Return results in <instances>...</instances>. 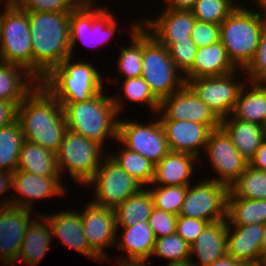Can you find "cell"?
Listing matches in <instances>:
<instances>
[{"mask_svg": "<svg viewBox=\"0 0 266 266\" xmlns=\"http://www.w3.org/2000/svg\"><path fill=\"white\" fill-rule=\"evenodd\" d=\"M167 266H200V265L197 264L195 261H192V259H190L180 262L168 263Z\"/></svg>", "mask_w": 266, "mask_h": 266, "instance_id": "11a10c76", "label": "cell"}, {"mask_svg": "<svg viewBox=\"0 0 266 266\" xmlns=\"http://www.w3.org/2000/svg\"><path fill=\"white\" fill-rule=\"evenodd\" d=\"M238 71L220 41L197 49L192 67L184 74L185 82L199 77L223 76Z\"/></svg>", "mask_w": 266, "mask_h": 266, "instance_id": "d4e9b609", "label": "cell"}, {"mask_svg": "<svg viewBox=\"0 0 266 266\" xmlns=\"http://www.w3.org/2000/svg\"><path fill=\"white\" fill-rule=\"evenodd\" d=\"M249 82L266 83V27L264 28L256 54L249 65L243 70Z\"/></svg>", "mask_w": 266, "mask_h": 266, "instance_id": "ee69618b", "label": "cell"}, {"mask_svg": "<svg viewBox=\"0 0 266 266\" xmlns=\"http://www.w3.org/2000/svg\"><path fill=\"white\" fill-rule=\"evenodd\" d=\"M164 1L165 6L171 1V0H162V2Z\"/></svg>", "mask_w": 266, "mask_h": 266, "instance_id": "be15d7a7", "label": "cell"}, {"mask_svg": "<svg viewBox=\"0 0 266 266\" xmlns=\"http://www.w3.org/2000/svg\"><path fill=\"white\" fill-rule=\"evenodd\" d=\"M13 183V173L8 171L0 170V195L11 191Z\"/></svg>", "mask_w": 266, "mask_h": 266, "instance_id": "f907efd6", "label": "cell"}, {"mask_svg": "<svg viewBox=\"0 0 266 266\" xmlns=\"http://www.w3.org/2000/svg\"><path fill=\"white\" fill-rule=\"evenodd\" d=\"M132 43L127 48L121 47L117 59L119 73L124 79L141 77L142 74V26L137 21L131 27Z\"/></svg>", "mask_w": 266, "mask_h": 266, "instance_id": "e575fe53", "label": "cell"}, {"mask_svg": "<svg viewBox=\"0 0 266 266\" xmlns=\"http://www.w3.org/2000/svg\"><path fill=\"white\" fill-rule=\"evenodd\" d=\"M228 193L226 185L208 178L192 187L190 184L178 216L209 222L227 219Z\"/></svg>", "mask_w": 266, "mask_h": 266, "instance_id": "8fae6325", "label": "cell"}, {"mask_svg": "<svg viewBox=\"0 0 266 266\" xmlns=\"http://www.w3.org/2000/svg\"><path fill=\"white\" fill-rule=\"evenodd\" d=\"M1 25H2V13L0 12V34H1Z\"/></svg>", "mask_w": 266, "mask_h": 266, "instance_id": "6125c7cd", "label": "cell"}, {"mask_svg": "<svg viewBox=\"0 0 266 266\" xmlns=\"http://www.w3.org/2000/svg\"><path fill=\"white\" fill-rule=\"evenodd\" d=\"M157 18L140 20V25L159 43L167 48L177 40L191 36L196 18L191 10H176L164 7Z\"/></svg>", "mask_w": 266, "mask_h": 266, "instance_id": "d6986e66", "label": "cell"}, {"mask_svg": "<svg viewBox=\"0 0 266 266\" xmlns=\"http://www.w3.org/2000/svg\"><path fill=\"white\" fill-rule=\"evenodd\" d=\"M103 155L104 159L88 184L91 186L94 183V203L115 209L143 186L108 154Z\"/></svg>", "mask_w": 266, "mask_h": 266, "instance_id": "30bf717a", "label": "cell"}, {"mask_svg": "<svg viewBox=\"0 0 266 266\" xmlns=\"http://www.w3.org/2000/svg\"><path fill=\"white\" fill-rule=\"evenodd\" d=\"M44 215L38 214V216H35L38 220L34 219L31 222L23 238L18 259L21 257L27 266L38 264L48 252L50 244H52L51 226Z\"/></svg>", "mask_w": 266, "mask_h": 266, "instance_id": "f546056e", "label": "cell"}, {"mask_svg": "<svg viewBox=\"0 0 266 266\" xmlns=\"http://www.w3.org/2000/svg\"><path fill=\"white\" fill-rule=\"evenodd\" d=\"M16 5L27 12H71L81 3L78 0H18Z\"/></svg>", "mask_w": 266, "mask_h": 266, "instance_id": "7bdbcfd3", "label": "cell"}, {"mask_svg": "<svg viewBox=\"0 0 266 266\" xmlns=\"http://www.w3.org/2000/svg\"><path fill=\"white\" fill-rule=\"evenodd\" d=\"M117 141L128 150L142 155L154 165L170 151L159 118L148 124L120 119Z\"/></svg>", "mask_w": 266, "mask_h": 266, "instance_id": "7c38bea8", "label": "cell"}, {"mask_svg": "<svg viewBox=\"0 0 266 266\" xmlns=\"http://www.w3.org/2000/svg\"><path fill=\"white\" fill-rule=\"evenodd\" d=\"M145 260L137 261H117L118 266H147Z\"/></svg>", "mask_w": 266, "mask_h": 266, "instance_id": "db71d44e", "label": "cell"}, {"mask_svg": "<svg viewBox=\"0 0 266 266\" xmlns=\"http://www.w3.org/2000/svg\"><path fill=\"white\" fill-rule=\"evenodd\" d=\"M205 266L227 255V219L209 223L190 245V256Z\"/></svg>", "mask_w": 266, "mask_h": 266, "instance_id": "603a6c76", "label": "cell"}, {"mask_svg": "<svg viewBox=\"0 0 266 266\" xmlns=\"http://www.w3.org/2000/svg\"><path fill=\"white\" fill-rule=\"evenodd\" d=\"M154 207L178 216L184 202L187 186H159L149 189Z\"/></svg>", "mask_w": 266, "mask_h": 266, "instance_id": "ab89813d", "label": "cell"}, {"mask_svg": "<svg viewBox=\"0 0 266 266\" xmlns=\"http://www.w3.org/2000/svg\"><path fill=\"white\" fill-rule=\"evenodd\" d=\"M75 210L61 211L57 214H46L44 217L47 219L51 226L52 236L60 240V244L73 248L75 251L83 254L95 261L102 260L89 248L88 242L83 231L81 212Z\"/></svg>", "mask_w": 266, "mask_h": 266, "instance_id": "44dd1931", "label": "cell"}, {"mask_svg": "<svg viewBox=\"0 0 266 266\" xmlns=\"http://www.w3.org/2000/svg\"><path fill=\"white\" fill-rule=\"evenodd\" d=\"M156 114L160 115L159 120L192 121L207 125L211 130L220 127L221 123V120L187 84L164 98Z\"/></svg>", "mask_w": 266, "mask_h": 266, "instance_id": "5bb4252c", "label": "cell"}, {"mask_svg": "<svg viewBox=\"0 0 266 266\" xmlns=\"http://www.w3.org/2000/svg\"><path fill=\"white\" fill-rule=\"evenodd\" d=\"M249 166L266 171V139L262 142L254 157L250 160Z\"/></svg>", "mask_w": 266, "mask_h": 266, "instance_id": "681fc988", "label": "cell"}, {"mask_svg": "<svg viewBox=\"0 0 266 266\" xmlns=\"http://www.w3.org/2000/svg\"><path fill=\"white\" fill-rule=\"evenodd\" d=\"M227 198L266 199V171L248 165L229 187Z\"/></svg>", "mask_w": 266, "mask_h": 266, "instance_id": "d590c367", "label": "cell"}, {"mask_svg": "<svg viewBox=\"0 0 266 266\" xmlns=\"http://www.w3.org/2000/svg\"><path fill=\"white\" fill-rule=\"evenodd\" d=\"M17 170L39 176H61L56 154L26 140L22 143Z\"/></svg>", "mask_w": 266, "mask_h": 266, "instance_id": "4dcf8cb0", "label": "cell"}, {"mask_svg": "<svg viewBox=\"0 0 266 266\" xmlns=\"http://www.w3.org/2000/svg\"><path fill=\"white\" fill-rule=\"evenodd\" d=\"M141 77L160 102L186 84L184 75L172 61L168 48L143 27Z\"/></svg>", "mask_w": 266, "mask_h": 266, "instance_id": "8992f818", "label": "cell"}, {"mask_svg": "<svg viewBox=\"0 0 266 266\" xmlns=\"http://www.w3.org/2000/svg\"><path fill=\"white\" fill-rule=\"evenodd\" d=\"M264 131H265V139H266V125L264 126Z\"/></svg>", "mask_w": 266, "mask_h": 266, "instance_id": "e7e4bbea", "label": "cell"}, {"mask_svg": "<svg viewBox=\"0 0 266 266\" xmlns=\"http://www.w3.org/2000/svg\"><path fill=\"white\" fill-rule=\"evenodd\" d=\"M160 122L170 151L200 158L201 148L205 149L212 131L207 125L186 120H160Z\"/></svg>", "mask_w": 266, "mask_h": 266, "instance_id": "ffe728a7", "label": "cell"}, {"mask_svg": "<svg viewBox=\"0 0 266 266\" xmlns=\"http://www.w3.org/2000/svg\"><path fill=\"white\" fill-rule=\"evenodd\" d=\"M70 12H29L32 75L40 82L70 55Z\"/></svg>", "mask_w": 266, "mask_h": 266, "instance_id": "7a4b0ae2", "label": "cell"}, {"mask_svg": "<svg viewBox=\"0 0 266 266\" xmlns=\"http://www.w3.org/2000/svg\"><path fill=\"white\" fill-rule=\"evenodd\" d=\"M24 140L57 153L67 131L63 106L39 82L18 106Z\"/></svg>", "mask_w": 266, "mask_h": 266, "instance_id": "6da1fadb", "label": "cell"}, {"mask_svg": "<svg viewBox=\"0 0 266 266\" xmlns=\"http://www.w3.org/2000/svg\"><path fill=\"white\" fill-rule=\"evenodd\" d=\"M238 5L235 0H197L191 11L197 20L220 25Z\"/></svg>", "mask_w": 266, "mask_h": 266, "instance_id": "74e56055", "label": "cell"}, {"mask_svg": "<svg viewBox=\"0 0 266 266\" xmlns=\"http://www.w3.org/2000/svg\"><path fill=\"white\" fill-rule=\"evenodd\" d=\"M255 2L257 3V6L261 8V12H263V14L258 12L259 15L266 21V0H256Z\"/></svg>", "mask_w": 266, "mask_h": 266, "instance_id": "6f0895ef", "label": "cell"}, {"mask_svg": "<svg viewBox=\"0 0 266 266\" xmlns=\"http://www.w3.org/2000/svg\"><path fill=\"white\" fill-rule=\"evenodd\" d=\"M198 158L187 153L169 151L154 168L152 186H188ZM196 162V163H195Z\"/></svg>", "mask_w": 266, "mask_h": 266, "instance_id": "cb8c5ba5", "label": "cell"}, {"mask_svg": "<svg viewBox=\"0 0 266 266\" xmlns=\"http://www.w3.org/2000/svg\"><path fill=\"white\" fill-rule=\"evenodd\" d=\"M266 223V199L227 198V225Z\"/></svg>", "mask_w": 266, "mask_h": 266, "instance_id": "d6a6232c", "label": "cell"}, {"mask_svg": "<svg viewBox=\"0 0 266 266\" xmlns=\"http://www.w3.org/2000/svg\"><path fill=\"white\" fill-rule=\"evenodd\" d=\"M38 83L39 81L23 66L5 62L0 64L1 100L21 103Z\"/></svg>", "mask_w": 266, "mask_h": 266, "instance_id": "4316f807", "label": "cell"}, {"mask_svg": "<svg viewBox=\"0 0 266 266\" xmlns=\"http://www.w3.org/2000/svg\"><path fill=\"white\" fill-rule=\"evenodd\" d=\"M78 1L81 3V5H94L95 6L96 4L95 1L97 0H78Z\"/></svg>", "mask_w": 266, "mask_h": 266, "instance_id": "680465c9", "label": "cell"}, {"mask_svg": "<svg viewBox=\"0 0 266 266\" xmlns=\"http://www.w3.org/2000/svg\"><path fill=\"white\" fill-rule=\"evenodd\" d=\"M2 12L0 56L5 63L23 66L32 74V43L29 12L17 5H5Z\"/></svg>", "mask_w": 266, "mask_h": 266, "instance_id": "ba28073f", "label": "cell"}, {"mask_svg": "<svg viewBox=\"0 0 266 266\" xmlns=\"http://www.w3.org/2000/svg\"><path fill=\"white\" fill-rule=\"evenodd\" d=\"M165 258L169 263L190 260V244L177 233L156 238L152 256Z\"/></svg>", "mask_w": 266, "mask_h": 266, "instance_id": "f35d334b", "label": "cell"}, {"mask_svg": "<svg viewBox=\"0 0 266 266\" xmlns=\"http://www.w3.org/2000/svg\"><path fill=\"white\" fill-rule=\"evenodd\" d=\"M231 115L235 119L249 121L265 126L266 83L246 82L240 91L239 97Z\"/></svg>", "mask_w": 266, "mask_h": 266, "instance_id": "83f0119b", "label": "cell"}, {"mask_svg": "<svg viewBox=\"0 0 266 266\" xmlns=\"http://www.w3.org/2000/svg\"><path fill=\"white\" fill-rule=\"evenodd\" d=\"M220 126L227 132L234 146L248 163L265 140L264 126L235 119L232 115L221 119Z\"/></svg>", "mask_w": 266, "mask_h": 266, "instance_id": "484cf974", "label": "cell"}, {"mask_svg": "<svg viewBox=\"0 0 266 266\" xmlns=\"http://www.w3.org/2000/svg\"><path fill=\"white\" fill-rule=\"evenodd\" d=\"M85 207L81 219L88 246L104 262L108 260L105 247L115 246L118 239L115 210L93 201Z\"/></svg>", "mask_w": 266, "mask_h": 266, "instance_id": "e0dca14e", "label": "cell"}, {"mask_svg": "<svg viewBox=\"0 0 266 266\" xmlns=\"http://www.w3.org/2000/svg\"><path fill=\"white\" fill-rule=\"evenodd\" d=\"M205 266H246V265L241 261H238L235 258L226 255L225 257Z\"/></svg>", "mask_w": 266, "mask_h": 266, "instance_id": "f5cc1de1", "label": "cell"}, {"mask_svg": "<svg viewBox=\"0 0 266 266\" xmlns=\"http://www.w3.org/2000/svg\"><path fill=\"white\" fill-rule=\"evenodd\" d=\"M266 256V223L263 224V235L261 241V257Z\"/></svg>", "mask_w": 266, "mask_h": 266, "instance_id": "9f6ffc18", "label": "cell"}, {"mask_svg": "<svg viewBox=\"0 0 266 266\" xmlns=\"http://www.w3.org/2000/svg\"><path fill=\"white\" fill-rule=\"evenodd\" d=\"M262 235L263 224L227 225V255L245 265H256L261 257Z\"/></svg>", "mask_w": 266, "mask_h": 266, "instance_id": "7402d4cb", "label": "cell"}, {"mask_svg": "<svg viewBox=\"0 0 266 266\" xmlns=\"http://www.w3.org/2000/svg\"><path fill=\"white\" fill-rule=\"evenodd\" d=\"M5 5H16L18 3V0H5ZM0 4L2 5V0H0Z\"/></svg>", "mask_w": 266, "mask_h": 266, "instance_id": "94428289", "label": "cell"}, {"mask_svg": "<svg viewBox=\"0 0 266 266\" xmlns=\"http://www.w3.org/2000/svg\"><path fill=\"white\" fill-rule=\"evenodd\" d=\"M148 224L155 238H161L176 233L177 215L153 208Z\"/></svg>", "mask_w": 266, "mask_h": 266, "instance_id": "f6af8a7d", "label": "cell"}, {"mask_svg": "<svg viewBox=\"0 0 266 266\" xmlns=\"http://www.w3.org/2000/svg\"><path fill=\"white\" fill-rule=\"evenodd\" d=\"M197 0H171L166 6L176 10H191Z\"/></svg>", "mask_w": 266, "mask_h": 266, "instance_id": "816d5d0a", "label": "cell"}, {"mask_svg": "<svg viewBox=\"0 0 266 266\" xmlns=\"http://www.w3.org/2000/svg\"><path fill=\"white\" fill-rule=\"evenodd\" d=\"M205 152L213 170L219 175L218 178L213 177L214 179L211 178V180L226 185L228 188L249 165L221 126L211 131Z\"/></svg>", "mask_w": 266, "mask_h": 266, "instance_id": "9a60e30c", "label": "cell"}, {"mask_svg": "<svg viewBox=\"0 0 266 266\" xmlns=\"http://www.w3.org/2000/svg\"><path fill=\"white\" fill-rule=\"evenodd\" d=\"M220 25L196 19L191 37L197 48L205 47L219 41Z\"/></svg>", "mask_w": 266, "mask_h": 266, "instance_id": "bcb514c9", "label": "cell"}, {"mask_svg": "<svg viewBox=\"0 0 266 266\" xmlns=\"http://www.w3.org/2000/svg\"><path fill=\"white\" fill-rule=\"evenodd\" d=\"M102 79L91 63H72V57H68L40 83L59 103H76L86 102L104 90Z\"/></svg>", "mask_w": 266, "mask_h": 266, "instance_id": "5b68a950", "label": "cell"}, {"mask_svg": "<svg viewBox=\"0 0 266 266\" xmlns=\"http://www.w3.org/2000/svg\"><path fill=\"white\" fill-rule=\"evenodd\" d=\"M122 239L116 241L119 249L126 252L125 258H118V261H141L151 257L154 249L155 236L148 221L137 222L133 226L121 227Z\"/></svg>", "mask_w": 266, "mask_h": 266, "instance_id": "f1b7e54d", "label": "cell"}, {"mask_svg": "<svg viewBox=\"0 0 266 266\" xmlns=\"http://www.w3.org/2000/svg\"><path fill=\"white\" fill-rule=\"evenodd\" d=\"M24 134L18 119L0 128V170L14 173L19 163Z\"/></svg>", "mask_w": 266, "mask_h": 266, "instance_id": "836d02e7", "label": "cell"}, {"mask_svg": "<svg viewBox=\"0 0 266 266\" xmlns=\"http://www.w3.org/2000/svg\"><path fill=\"white\" fill-rule=\"evenodd\" d=\"M62 176H39L30 172L16 170L13 173L12 189L16 191L13 197L3 200L0 207L9 205L32 209L36 199L50 198L55 195H65L66 187L62 184ZM21 196H19V195ZM16 195V196H15Z\"/></svg>", "mask_w": 266, "mask_h": 266, "instance_id": "2e32d148", "label": "cell"}, {"mask_svg": "<svg viewBox=\"0 0 266 266\" xmlns=\"http://www.w3.org/2000/svg\"><path fill=\"white\" fill-rule=\"evenodd\" d=\"M31 213L32 209L12 205L0 207V259L3 265L16 264L27 227L33 221Z\"/></svg>", "mask_w": 266, "mask_h": 266, "instance_id": "ac0fdd59", "label": "cell"}, {"mask_svg": "<svg viewBox=\"0 0 266 266\" xmlns=\"http://www.w3.org/2000/svg\"><path fill=\"white\" fill-rule=\"evenodd\" d=\"M237 71L223 76L189 79L186 84L221 120L232 114L236 101L247 79H236ZM237 81V82H236Z\"/></svg>", "mask_w": 266, "mask_h": 266, "instance_id": "4fadbf2b", "label": "cell"}, {"mask_svg": "<svg viewBox=\"0 0 266 266\" xmlns=\"http://www.w3.org/2000/svg\"><path fill=\"white\" fill-rule=\"evenodd\" d=\"M21 103H11L0 99V128L17 120L18 106Z\"/></svg>", "mask_w": 266, "mask_h": 266, "instance_id": "c3c4849f", "label": "cell"}, {"mask_svg": "<svg viewBox=\"0 0 266 266\" xmlns=\"http://www.w3.org/2000/svg\"><path fill=\"white\" fill-rule=\"evenodd\" d=\"M266 21L242 4L220 24L219 41L233 65L242 70L253 60Z\"/></svg>", "mask_w": 266, "mask_h": 266, "instance_id": "277c9868", "label": "cell"}, {"mask_svg": "<svg viewBox=\"0 0 266 266\" xmlns=\"http://www.w3.org/2000/svg\"><path fill=\"white\" fill-rule=\"evenodd\" d=\"M256 266H266V256L260 257Z\"/></svg>", "mask_w": 266, "mask_h": 266, "instance_id": "91938a15", "label": "cell"}, {"mask_svg": "<svg viewBox=\"0 0 266 266\" xmlns=\"http://www.w3.org/2000/svg\"><path fill=\"white\" fill-rule=\"evenodd\" d=\"M119 153H109V156L130 176L136 179L143 187L152 184L155 165L142 155L130 151L124 146Z\"/></svg>", "mask_w": 266, "mask_h": 266, "instance_id": "8d00e7d4", "label": "cell"}, {"mask_svg": "<svg viewBox=\"0 0 266 266\" xmlns=\"http://www.w3.org/2000/svg\"><path fill=\"white\" fill-rule=\"evenodd\" d=\"M117 26V19L107 7L103 8L99 5L97 7V4L96 6L80 5L71 11L69 18L71 57L79 40L86 46H99L111 39Z\"/></svg>", "mask_w": 266, "mask_h": 266, "instance_id": "9c48e42d", "label": "cell"}, {"mask_svg": "<svg viewBox=\"0 0 266 266\" xmlns=\"http://www.w3.org/2000/svg\"><path fill=\"white\" fill-rule=\"evenodd\" d=\"M121 86L124 97L128 101L148 105L153 111V115L159 111L160 101L153 95L149 85L142 77L123 79Z\"/></svg>", "mask_w": 266, "mask_h": 266, "instance_id": "60d3db41", "label": "cell"}, {"mask_svg": "<svg viewBox=\"0 0 266 266\" xmlns=\"http://www.w3.org/2000/svg\"><path fill=\"white\" fill-rule=\"evenodd\" d=\"M197 49L191 36H188V39L177 40L168 47L172 61L183 75L192 67Z\"/></svg>", "mask_w": 266, "mask_h": 266, "instance_id": "b9f144b4", "label": "cell"}, {"mask_svg": "<svg viewBox=\"0 0 266 266\" xmlns=\"http://www.w3.org/2000/svg\"><path fill=\"white\" fill-rule=\"evenodd\" d=\"M102 149L103 147L95 141L67 129L56 153L60 175L67 169L70 179L77 184L87 185L99 168L101 158L104 157Z\"/></svg>", "mask_w": 266, "mask_h": 266, "instance_id": "52a82bcc", "label": "cell"}, {"mask_svg": "<svg viewBox=\"0 0 266 266\" xmlns=\"http://www.w3.org/2000/svg\"><path fill=\"white\" fill-rule=\"evenodd\" d=\"M211 222L186 216H177L176 233L188 244H192Z\"/></svg>", "mask_w": 266, "mask_h": 266, "instance_id": "7dc6e473", "label": "cell"}, {"mask_svg": "<svg viewBox=\"0 0 266 266\" xmlns=\"http://www.w3.org/2000/svg\"><path fill=\"white\" fill-rule=\"evenodd\" d=\"M119 96H105L102 90L86 102L60 103L63 106L67 129L104 147L106 138L117 140V116L122 113Z\"/></svg>", "mask_w": 266, "mask_h": 266, "instance_id": "3957f363", "label": "cell"}, {"mask_svg": "<svg viewBox=\"0 0 266 266\" xmlns=\"http://www.w3.org/2000/svg\"><path fill=\"white\" fill-rule=\"evenodd\" d=\"M153 208V197L149 189L142 187L137 193L127 198L114 209L117 230L120 227L133 226L137 222L148 221Z\"/></svg>", "mask_w": 266, "mask_h": 266, "instance_id": "1f68e13d", "label": "cell"}]
</instances>
